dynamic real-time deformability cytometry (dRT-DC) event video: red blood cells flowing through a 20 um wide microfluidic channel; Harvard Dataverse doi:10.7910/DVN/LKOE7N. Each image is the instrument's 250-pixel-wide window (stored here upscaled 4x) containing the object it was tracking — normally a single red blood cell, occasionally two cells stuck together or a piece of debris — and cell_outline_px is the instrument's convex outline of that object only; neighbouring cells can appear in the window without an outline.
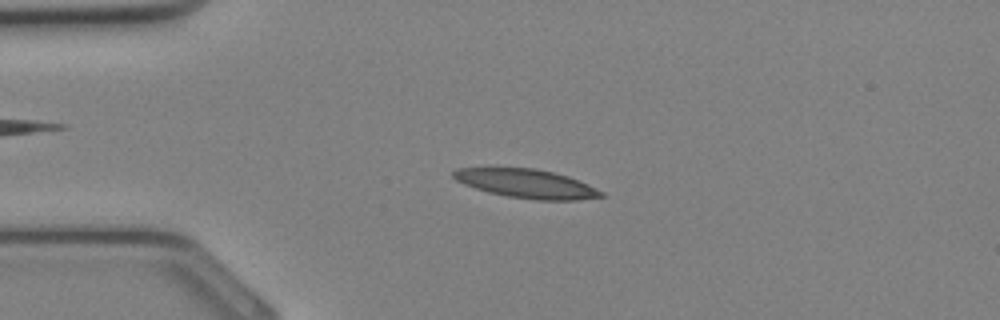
{"species": "Egyptian fruit bat (a non-hibernating species)", "species_latin": "Rousettus aegyptiacus", "temperature_condition": "cold", "stored_images_in_passage": 33, "camera_frame_rate_fps": 3000, "um_per_image_px": 0.085, "animal": {"sex": "female"}, "frame": {"image": 1, "passage_image": 7, "time_ms": 2.0, "image_size_px": [1000, 320], "cell_outline_px": [[604, 196], [576, 200], [536, 200], [508, 196], [488, 192], [464, 184], [456, 180], [452, 176], [452, 172], [456, 168], [496, 164], [536, 168], [568, 176], [588, 184], [604, 192]], "centroid_in_image_um": [44.64, 15.54], "position_along_channel_um": 40.4, "area_um2": 25.84}}
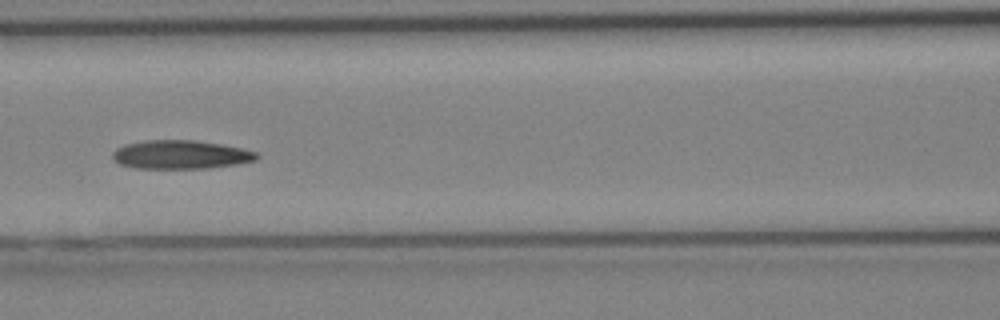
{"frame": {"image": 2, "passage_image": 14, "time_ms": 4.333, "image_size_px": [1000, 320], "cell_outline_px": [[260, 156], [256, 160], [236, 164], [208, 168], [136, 168], [120, 164], [112, 156], [112, 152], [116, 148], [124, 144], [144, 140], [196, 140], [220, 144], [240, 148], [256, 152]], "centroid_in_image_um": [15.34, 13.13], "position_along_channel_um": 151.3, "area_um2": 23.99}}
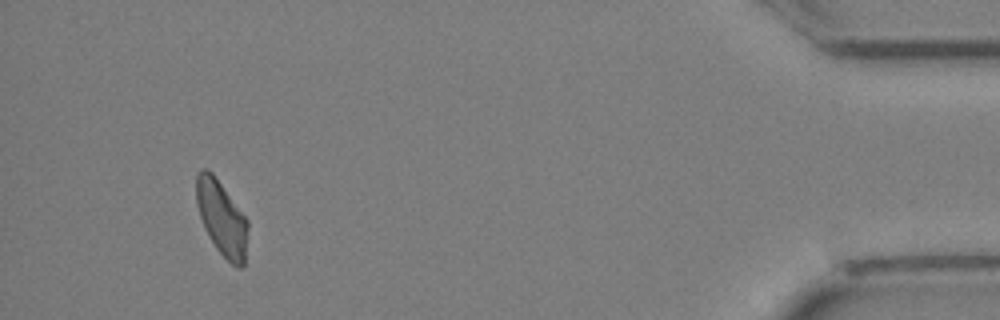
{"frame": {"image": 3, "passage_image": 31, "time_ms": 10.0, "image_size_px": [1000, 320], "cell_outline_px": [[248, 228], [244, 264], [240, 268], [232, 264], [216, 248], [204, 228], [196, 204], [196, 172], [200, 168], [208, 168], [212, 172], [248, 220]], "centroid_in_image_um": [18.82, 18.5], "position_along_channel_um": 416.4, "area_um2": 22.37}}